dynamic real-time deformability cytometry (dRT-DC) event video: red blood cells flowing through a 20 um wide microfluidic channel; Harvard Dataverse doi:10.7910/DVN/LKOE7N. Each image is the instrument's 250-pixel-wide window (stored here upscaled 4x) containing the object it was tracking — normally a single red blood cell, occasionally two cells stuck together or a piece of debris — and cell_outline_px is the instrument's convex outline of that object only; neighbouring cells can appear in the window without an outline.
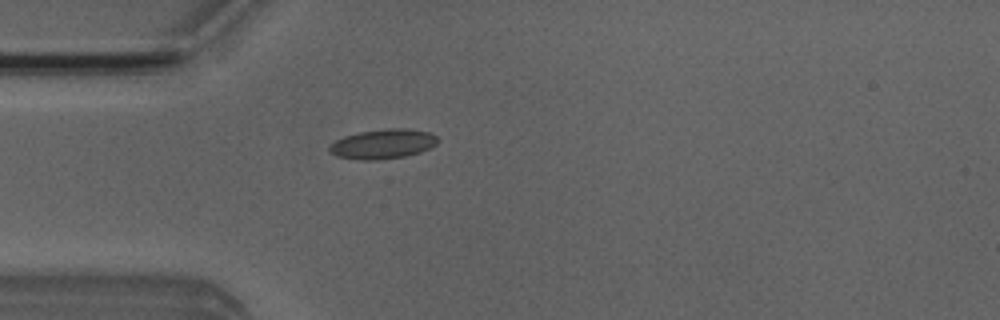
{"species": "Egyptian fruit bat (a non-hibernating species)", "species_latin": "Rousettus aegyptiacus", "temperature_condition": "room temperature", "stored_images_in_passage": 2, "camera_frame_rate_fps": 3000, "um_per_image_px": 0.085, "animal": {"sex": "male"}, "frame": {"image": 1, "passage_image": 2, "time_ms": 1.0, "image_size_px": [1000, 320], "cell_outline_px": [[440, 140], [436, 144], [420, 152], [404, 156], [376, 160], [360, 160], [336, 156], [328, 148], [336, 140], [344, 136], [360, 132], [388, 128], [404, 128], [428, 132], [436, 136]], "centroid_in_image_um": [32.55, 12.23], "position_along_channel_um": 52.4, "area_um2": 18.5}}